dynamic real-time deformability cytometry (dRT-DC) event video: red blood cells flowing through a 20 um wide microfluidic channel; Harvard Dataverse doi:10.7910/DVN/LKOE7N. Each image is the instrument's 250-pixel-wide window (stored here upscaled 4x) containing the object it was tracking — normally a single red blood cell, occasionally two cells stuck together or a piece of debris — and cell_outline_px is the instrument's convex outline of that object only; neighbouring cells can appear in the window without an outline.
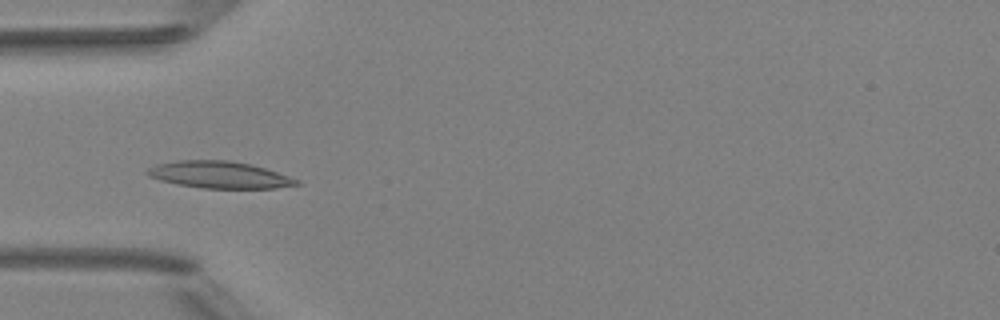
{"species": "Egyptian fruit bat (a non-hibernating species)", "species_latin": "Rousettus aegyptiacus", "temperature_condition": "room temperature", "stored_images_in_passage": 4, "camera_frame_rate_fps": 3000, "um_per_image_px": 0.085, "animal": {"sex": "female"}, "frame": {"image": 1, "passage_image": 4, "time_ms": 3.333, "image_size_px": [1000, 320], "cell_outline_px": [[300, 184], [276, 188], [204, 188], [176, 184], [160, 180], [148, 176], [144, 172], [148, 168], [156, 164], [176, 160], [228, 160], [252, 164], [300, 180]], "centroid_in_image_um": [18.61, 14.85], "position_along_channel_um": 66.4, "area_um2": 23.41}}